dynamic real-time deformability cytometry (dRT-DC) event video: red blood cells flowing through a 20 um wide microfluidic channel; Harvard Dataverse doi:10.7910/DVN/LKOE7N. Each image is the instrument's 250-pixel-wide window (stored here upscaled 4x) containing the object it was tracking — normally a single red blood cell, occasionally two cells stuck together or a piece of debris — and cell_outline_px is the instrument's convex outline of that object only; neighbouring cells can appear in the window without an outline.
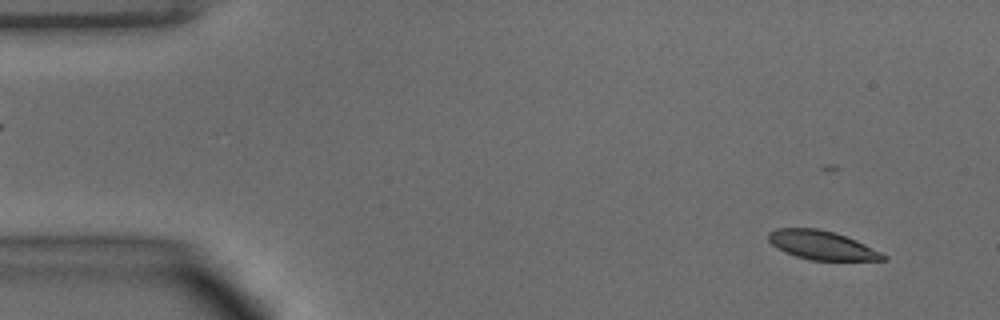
{"species": "common noctule bat (a hibernating species)", "species_latin": "Nyctalus noctula", "temperature_condition": "warm", "stored_images_in_passage": 51, "camera_frame_rate_fps": 3000, "um_per_image_px": 0.085, "animal": {"sex": "male", "body_mass_g": 15.6}, "frame": {"image": 1, "passage_image": 4, "time_ms": 1.0, "image_size_px": [1000, 320], "cell_outline_px": [[888, 260], [808, 260], [784, 252], [776, 248], [768, 240], [768, 232], [776, 228], [816, 228], [832, 232], [856, 240], [888, 256]], "centroid_in_image_um": [69.82, 20.85], "position_along_channel_um": 15.2, "area_um2": 19.19}}
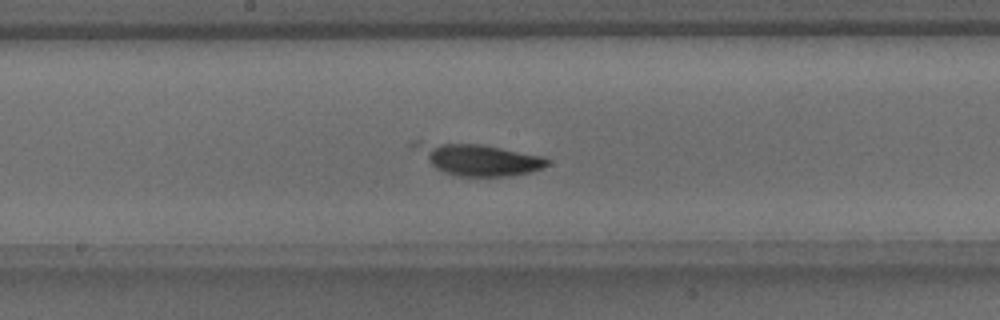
{"frame": {"image": 2, "passage_image": 26, "time_ms": 8.333, "image_size_px": [1000, 320], "cell_outline_px": [[548, 164], [532, 172], [508, 176], [456, 176], [444, 172], [436, 168], [408, 144], [412, 140], [416, 140], [480, 144], [544, 156], [548, 160]], "centroid_in_image_um": [40.57, 13.51], "position_along_channel_um": 207.6, "area_um2": 24.45}}
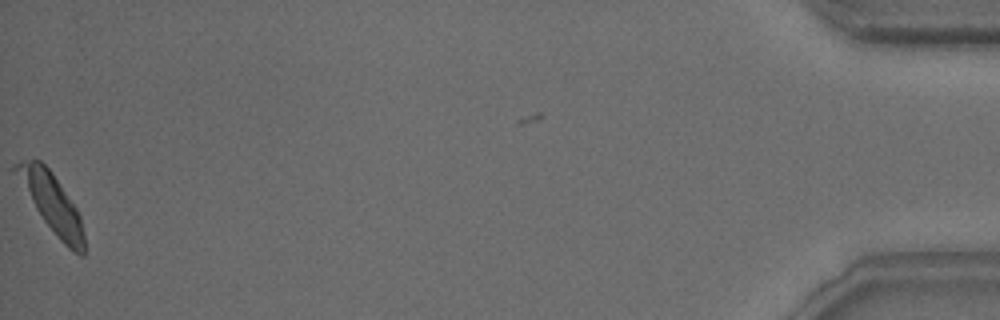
{"frame": {"image": 3, "passage_image": 50, "time_ms": 16.333, "image_size_px": [1000, 320], "cell_outline_px": [[84, 256], [80, 256], [68, 248], [60, 240], [44, 220], [12, 172], [12, 164], [20, 160], [40, 160], [52, 172], [76, 208], [80, 216], [84, 232]], "centroid_in_image_um": [4.37, 17.22], "position_along_channel_um": 430.8, "area_um2": 22.83}}